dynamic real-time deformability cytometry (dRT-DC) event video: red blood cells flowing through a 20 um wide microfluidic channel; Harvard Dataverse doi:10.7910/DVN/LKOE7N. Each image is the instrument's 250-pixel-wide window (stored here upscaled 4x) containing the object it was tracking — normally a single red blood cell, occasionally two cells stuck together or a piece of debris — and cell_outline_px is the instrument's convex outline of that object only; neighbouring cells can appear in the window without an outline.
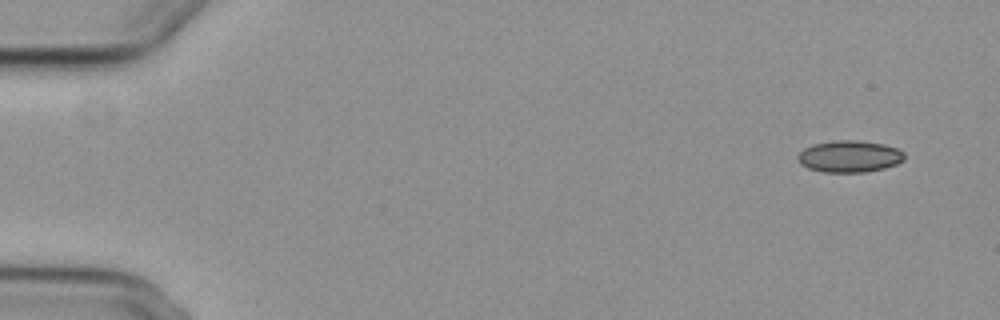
{"species": "common noctule bat (a hibernating species)", "species_latin": "Nyctalus noctula", "temperature_condition": "cold", "stored_images_in_passage": 5, "camera_frame_rate_fps": 3000, "um_per_image_px": 0.085, "animal": {"sex": "female", "body_mass_g": 29.2, "forearm_length_mm": 56.3}, "frame": {"image": 1, "passage_image": 1, "time_ms": 0.0, "image_size_px": [1000, 320], "cell_outline_px": [[904, 160], [896, 164], [884, 168], [864, 172], [824, 172], [808, 168], [800, 164], [796, 160], [796, 156], [804, 148], [812, 144], [840, 140], [860, 140], [884, 144], [896, 148], [904, 152]], "centroid_in_image_um": [72.18, 13.29], "position_along_channel_um": 12.8, "area_um2": 19.83}}
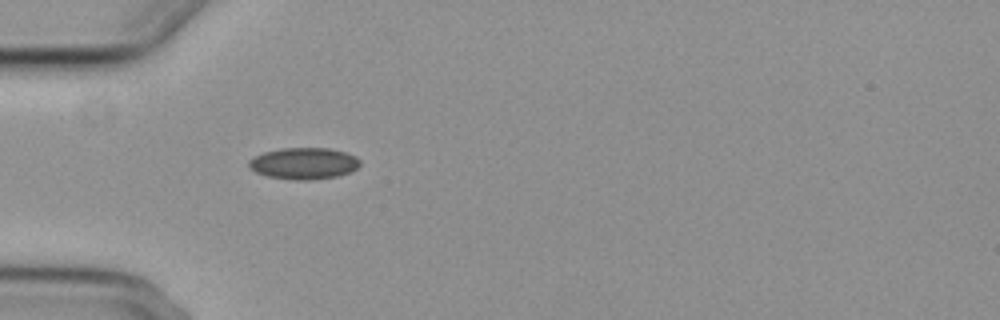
{"frame": {"image": 2, "passage_image": 5, "time_ms": 4.667, "image_size_px": [1000, 320], "cell_outline_px": [[360, 164], [352, 172], [336, 176], [308, 180], [296, 180], [268, 176], [256, 172], [248, 168], [248, 160], [264, 152], [280, 148], [328, 148], [344, 152], [356, 156], [360, 160]], "centroid_in_image_um": [25.82, 13.89], "position_along_channel_um": 59.2, "area_um2": 20.4}}